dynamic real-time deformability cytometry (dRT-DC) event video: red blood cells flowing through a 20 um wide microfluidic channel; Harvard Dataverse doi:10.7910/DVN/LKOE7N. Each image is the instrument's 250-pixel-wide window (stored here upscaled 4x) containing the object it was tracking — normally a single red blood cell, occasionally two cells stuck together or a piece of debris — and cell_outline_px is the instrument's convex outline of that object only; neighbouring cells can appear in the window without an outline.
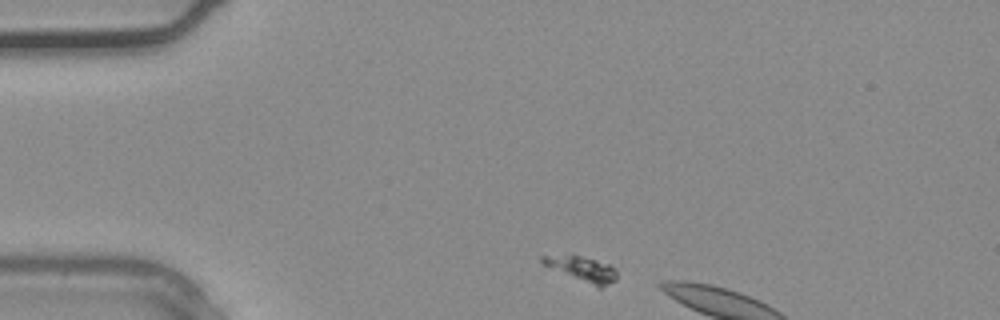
{"species": "common noctule bat (a hibernating species)", "species_latin": "Nyctalus noctula", "temperature_condition": "warm", "stored_images_in_passage": 3, "camera_frame_rate_fps": 3000, "um_per_image_px": 0.085, "animal": {"sex": "male", "body_mass_g": 20.4}, "frame": {"image": 1, "passage_image": 1, "time_ms": 0.0, "image_size_px": [1000, 320], "cell_outline_px": [[616, 280], [600, 288], [596, 288], [544, 264], [540, 260], [540, 256], [572, 252], [608, 264], [616, 268]], "centroid_in_image_um": [49.46, 22.82], "position_along_channel_um": 35.5, "area_um2": 11.21}}